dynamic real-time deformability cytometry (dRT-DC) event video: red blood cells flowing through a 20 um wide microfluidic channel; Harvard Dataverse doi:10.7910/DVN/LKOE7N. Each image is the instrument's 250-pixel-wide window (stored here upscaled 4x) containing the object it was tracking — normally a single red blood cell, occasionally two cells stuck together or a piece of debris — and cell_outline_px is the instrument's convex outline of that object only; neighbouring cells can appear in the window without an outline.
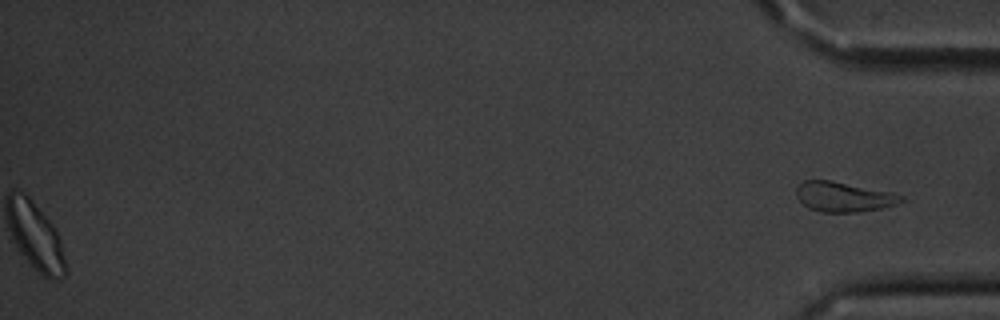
{"species": "common noctule bat (a hibernating species)", "species_latin": "Nyctalus noctula", "temperature_condition": "cold", "stored_images_in_passage": 44, "segment_of_instrument_passage": [2, 2], "camera_frame_rate_fps": 3000, "um_per_image_px": 0.085, "animal": {"sex": "male", "body_mass_g": 20.1, "forearm_length_mm": 53.5}, "frame": {"image": 1, "passage_image": 44, "time_ms": 14.333, "image_size_px": [1000, 320], "cell_outline_px": [[904, 200], [896, 204], [880, 208], [860, 212], [820, 212], [808, 208], [800, 200], [796, 192], [796, 188], [804, 180], [832, 180], [892, 192], [904, 196]], "centroid_in_image_um": [71.72, 16.73], "position_along_channel_um": 363.5, "area_um2": 18.26}}